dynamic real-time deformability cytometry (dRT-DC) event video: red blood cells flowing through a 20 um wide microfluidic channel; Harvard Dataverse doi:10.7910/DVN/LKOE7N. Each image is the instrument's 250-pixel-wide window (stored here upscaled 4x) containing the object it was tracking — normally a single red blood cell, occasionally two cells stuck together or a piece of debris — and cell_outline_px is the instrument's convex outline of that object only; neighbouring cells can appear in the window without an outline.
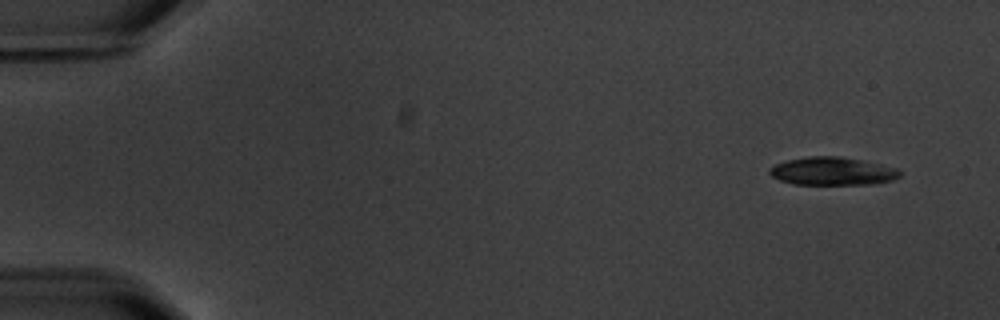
{"species": "common noctule bat (a hibernating species)", "species_latin": "Nyctalus noctula", "temperature_condition": "warm", "stored_images_in_passage": 9, "camera_frame_rate_fps": 3000, "um_per_image_px": 0.085, "animal": {"sex": "male", "body_mass_g": 20.1, "forearm_length_mm": 53.5}, "frame": {"image": 1, "passage_image": 1, "time_ms": 0.0, "image_size_px": [1000, 320], "cell_outline_px": [[900, 176], [892, 180], [872, 184], [792, 184], [780, 180], [772, 176], [768, 172], [768, 168], [776, 164], [788, 160], [808, 156], [840, 156], [880, 164], [896, 168], [900, 172]], "centroid_in_image_um": [70.73, 14.55], "position_along_channel_um": 14.3, "area_um2": 21.15}}
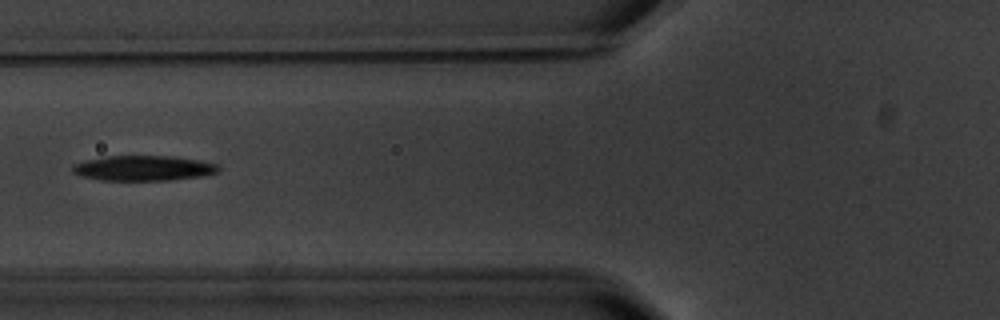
{"frame": {"image": 2, "passage_image": 6, "time_ms": 6.333, "image_size_px": [1000, 320], "cell_outline_px": [[220, 172], [204, 176], [172, 180], [100, 180], [80, 176], [72, 172], [72, 164], [88, 160], [108, 156], [172, 156], [200, 160], [220, 164]], "centroid_in_image_um": [12.25, 14.3], "position_along_channel_um": 113.5, "area_um2": 21.62}}